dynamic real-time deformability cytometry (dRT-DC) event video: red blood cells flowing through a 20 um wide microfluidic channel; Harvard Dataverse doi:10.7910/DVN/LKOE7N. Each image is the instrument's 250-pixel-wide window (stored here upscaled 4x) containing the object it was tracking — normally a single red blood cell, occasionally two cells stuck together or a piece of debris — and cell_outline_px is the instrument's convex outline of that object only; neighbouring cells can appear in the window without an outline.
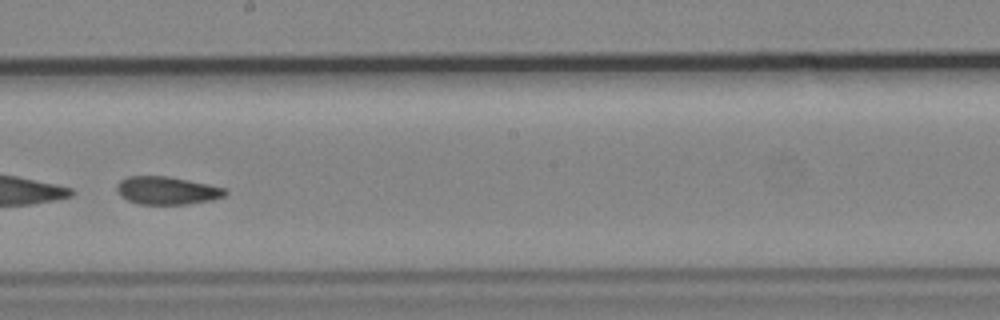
{"species": "common noctule bat (a hibernating species)", "species_latin": "Nyctalus noctula", "temperature_condition": "cold", "stored_images_in_passage": 55, "camera_frame_rate_fps": 3000, "um_per_image_px": 0.085, "animal": {"sex": "male", "body_mass_g": 19.2, "forearm_length_mm": 51.8}, "frame": {"image": 1, "passage_image": 32, "time_ms": 10.333, "image_size_px": [1000, 320], "cell_outline_px": [[228, 192], [224, 196], [212, 200], [188, 204], [140, 204], [128, 200], [120, 196], [116, 188], [116, 184], [120, 180], [128, 176], [168, 176], [208, 184], [224, 188]], "centroid_in_image_um": [14.17, 16.19], "position_along_channel_um": 234.0, "area_um2": 17.63}}